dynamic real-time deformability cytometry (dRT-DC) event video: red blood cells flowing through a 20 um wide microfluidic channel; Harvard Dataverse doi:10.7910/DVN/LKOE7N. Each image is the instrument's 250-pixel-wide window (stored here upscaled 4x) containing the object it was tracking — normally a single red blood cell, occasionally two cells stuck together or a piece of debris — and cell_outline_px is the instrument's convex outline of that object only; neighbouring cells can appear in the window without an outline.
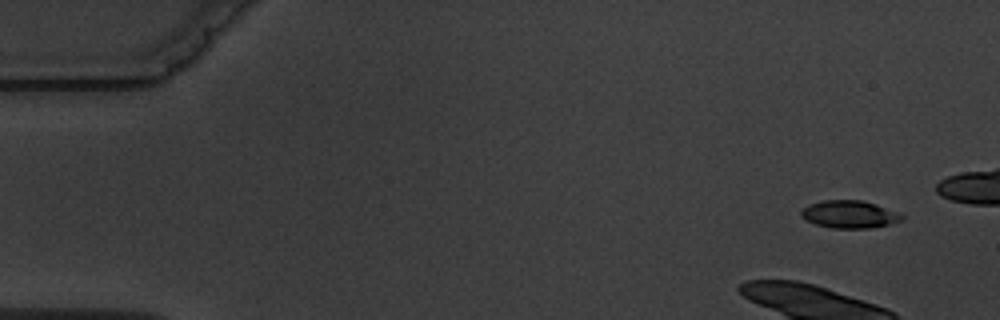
{"species": "common noctule bat (a hibernating species)", "species_latin": "Nyctalus noctula", "temperature_condition": "warm", "stored_images_in_passage": 5, "camera_frame_rate_fps": 3000, "um_per_image_px": 0.085, "animal": {"sex": "male", "body_mass_g": 19.5, "forearm_length_mm": 54.6}, "frame": {"image": 1, "passage_image": 1, "time_ms": 0.0, "image_size_px": [1000, 320], "cell_outline_px": [[904, 216], [900, 220], [888, 224], [868, 228], [832, 228], [816, 224], [800, 216], [800, 212], [808, 204], [824, 200], [860, 200], [876, 204], [896, 212]], "centroid_in_image_um": [72.16, 18.21], "position_along_channel_um": 12.8, "area_um2": 15.9}}